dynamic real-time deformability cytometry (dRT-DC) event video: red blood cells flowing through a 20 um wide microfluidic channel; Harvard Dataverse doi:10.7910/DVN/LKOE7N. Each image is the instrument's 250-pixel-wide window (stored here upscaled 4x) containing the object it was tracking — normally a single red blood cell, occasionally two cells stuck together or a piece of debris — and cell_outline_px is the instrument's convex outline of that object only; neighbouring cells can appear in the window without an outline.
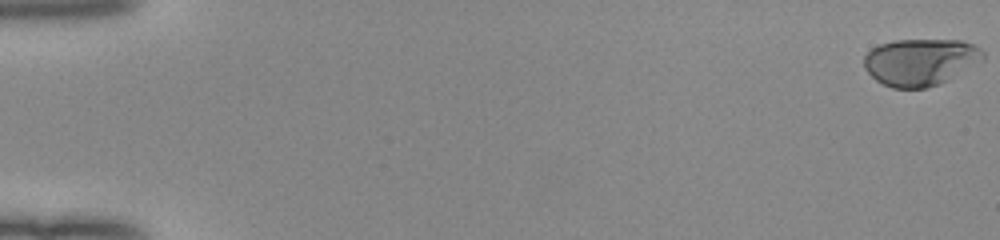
{"species": "human", "species_latin": "Homo sapiens", "temperature_condition": "room temperature", "stored_images_in_passage": 53, "camera_frame_rate_fps": 3000, "um_per_image_px": 0.085, "donor": {"sex": "female"}, "frame": {"image": 1, "passage_image": 1, "time_ms": 0.0, "image_size_px": [1000, 240], "cell_outline_px": [[984, 60], [940, 84], [928, 88], [892, 88], [876, 80], [864, 68], [864, 56], [872, 48], [880, 44], [896, 40], [960, 40], [972, 44], [980, 48], [984, 52]], "centroid_in_image_um": [78.24, 5.27], "position_along_channel_um": 6.8, "area_um2": 32.6}}
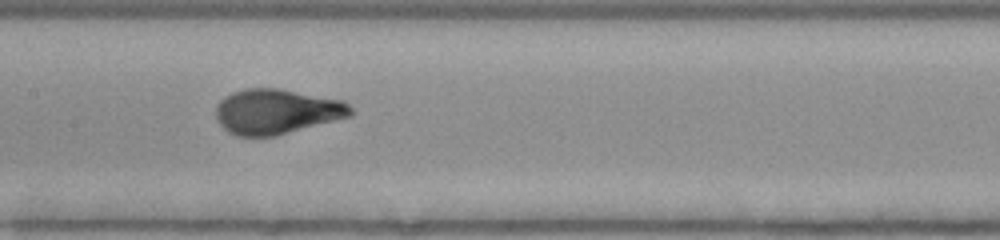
{"frame": {"image": 2, "passage_image": 28, "time_ms": 9.0, "image_size_px": [1000, 240], "cell_outline_px": [[352, 116], [276, 136], [236, 136], [228, 132], [216, 120], [216, 104], [224, 96], [232, 92], [244, 88], [280, 88], [344, 100], [352, 108]], "centroid_in_image_um": [23.5, 9.47], "position_along_channel_um": 183.9, "area_um2": 35.78}}
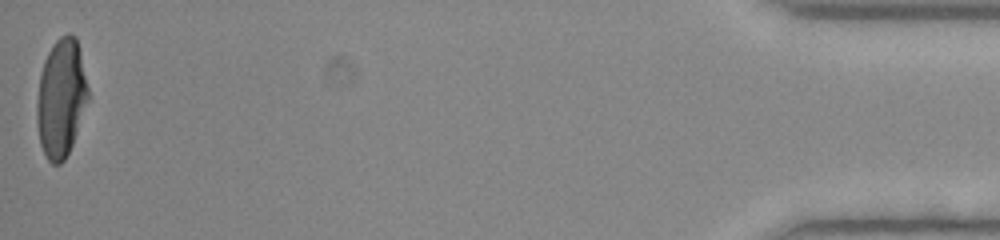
{"frame": {"image": 3, "passage_image": 53, "time_ms": 17.333, "image_size_px": [1000, 240], "cell_outline_px": [[88, 100], [72, 144], [64, 160], [60, 164], [52, 164], [48, 160], [40, 144], [36, 120], [36, 104], [40, 72], [44, 60], [52, 44], [60, 36], [68, 32], [76, 36], [80, 52], [88, 88]], "centroid_in_image_um": [5.17, 8.31], "position_along_channel_um": 430.0, "area_um2": 35.32}, "authors_computed_cell_mechanics": {"area_um2": 34.68, "velocity_mm_per_s": 4.0045, "shape_relaxation_time_tau1_ms": 4.1986, "shape_relaxation_time_tau2_ms": null, "deformation_change_tau1": 0.2071, "deformation_change_tau2": null}}